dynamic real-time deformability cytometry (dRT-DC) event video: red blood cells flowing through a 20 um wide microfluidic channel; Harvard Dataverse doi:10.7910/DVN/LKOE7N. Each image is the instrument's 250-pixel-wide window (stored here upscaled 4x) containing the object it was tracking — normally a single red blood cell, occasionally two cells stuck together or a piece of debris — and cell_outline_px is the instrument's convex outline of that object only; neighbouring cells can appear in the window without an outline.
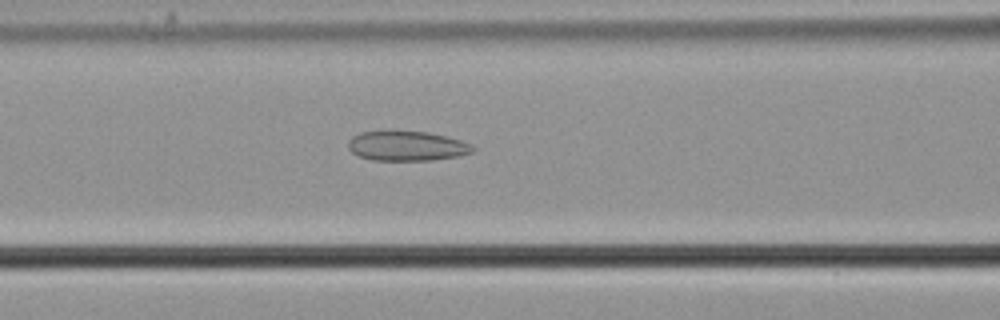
{"species": "common noctule bat (a hibernating species)", "species_latin": "Nyctalus noctula", "temperature_condition": "cold", "stored_images_in_passage": 51, "camera_frame_rate_fps": 3000, "um_per_image_px": 0.085, "animal": {"sex": "male", "body_mass_g": 21.5, "forearm_length_mm": 52.0}, "frame": {"image": 1, "passage_image": 24, "time_ms": 7.667, "image_size_px": [1000, 320], "cell_outline_px": [[476, 148], [472, 152], [460, 156], [432, 160], [372, 160], [360, 156], [352, 152], [348, 148], [348, 140], [352, 136], [360, 132], [388, 128], [392, 128], [428, 132], [460, 140], [472, 144]], "centroid_in_image_um": [34.54, 12.36], "position_along_channel_um": 132.1, "area_um2": 22.43}}
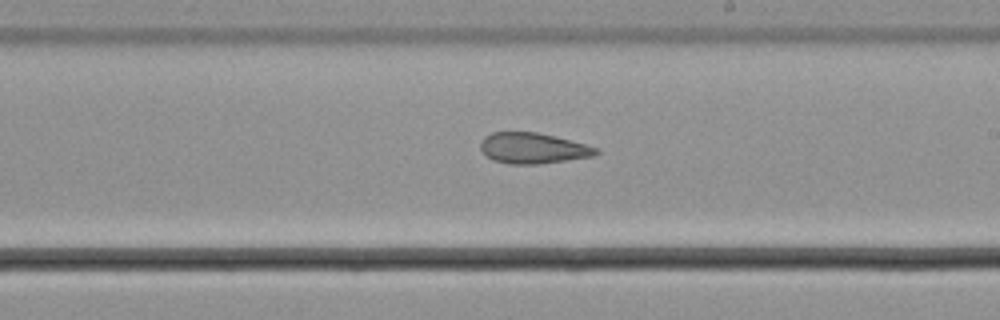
{"frame": {"image": 2, "passage_image": 33, "time_ms": 10.667, "image_size_px": [1000, 320], "cell_outline_px": [[600, 152], [592, 156], [568, 160], [540, 164], [508, 164], [492, 160], [480, 148], [480, 140], [484, 136], [492, 132], [536, 132], [556, 136], [600, 148]], "centroid_in_image_um": [45.3, 12.59], "position_along_channel_um": 243.7, "area_um2": 20.87}}
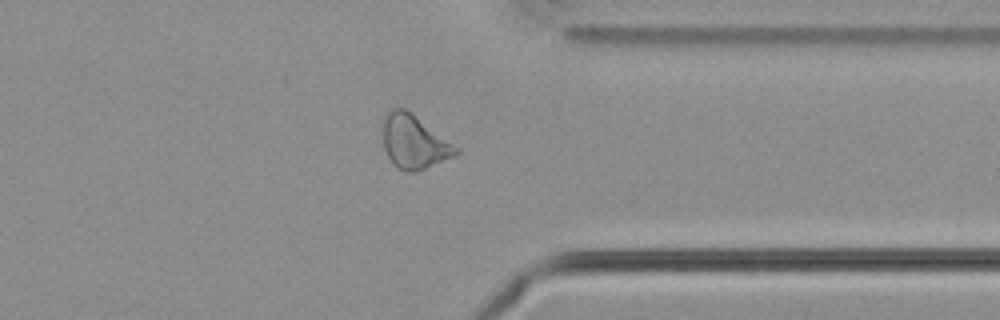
{"frame": {"image": 3, "passage_image": 44, "time_ms": 14.333, "image_size_px": [1000, 320], "cell_outline_px": [[460, 152], [456, 156], [416, 172], [404, 172], [396, 168], [392, 164], [384, 148], [384, 120], [388, 112], [392, 108], [404, 108], [452, 144]], "centroid_in_image_um": [35.17, 12.12], "position_along_channel_um": 376.2, "area_um2": 22.25}, "authors_computed_cell_mechanics": {"area_um2": 23.0044, "velocity_mm_per_s": 3.7328, "shape_relaxation_time_tau1_ms": null, "shape_relaxation_time_tau2_ms": 5.4993, "deformation_change_tau1": null, "deformation_change_tau2": 0.1436}}